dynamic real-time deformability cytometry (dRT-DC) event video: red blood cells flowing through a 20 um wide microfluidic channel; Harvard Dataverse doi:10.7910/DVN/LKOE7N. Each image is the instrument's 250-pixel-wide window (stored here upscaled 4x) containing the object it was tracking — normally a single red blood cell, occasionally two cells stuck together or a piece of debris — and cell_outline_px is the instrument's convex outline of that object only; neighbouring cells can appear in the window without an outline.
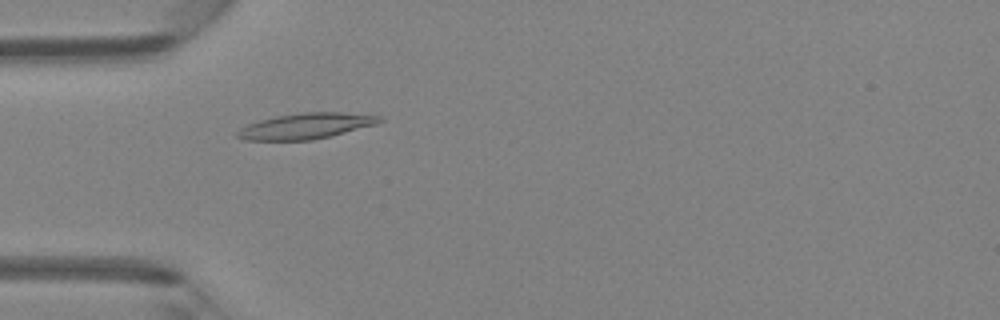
{"species": "Egyptian fruit bat (a non-hibernating species)", "species_latin": "Rousettus aegyptiacus", "temperature_condition": "room temperature", "stored_images_in_passage": 48, "camera_frame_rate_fps": 3000, "um_per_image_px": 0.085, "animal": {"sex": "female"}, "frame": {"image": 1, "passage_image": 15, "time_ms": 4.667, "image_size_px": [1000, 320], "cell_outline_px": [[384, 120], [376, 124], [312, 140], [244, 140], [236, 136], [236, 132], [240, 128], [248, 124], [260, 120], [276, 116], [300, 112], [340, 112], [380, 116]], "centroid_in_image_um": [25.96, 10.7], "position_along_channel_um": 59.0, "area_um2": 21.1}}
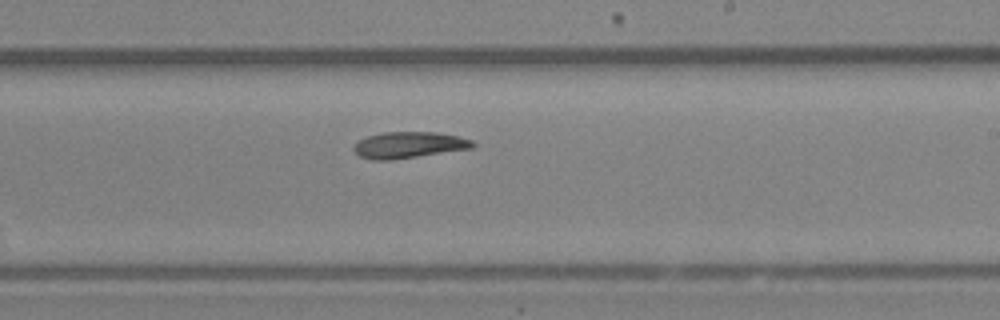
{"frame": {"image": 2, "passage_image": 29, "time_ms": 9.333, "image_size_px": [1000, 320], "cell_outline_px": [[476, 144], [472, 148], [392, 160], [372, 160], [360, 156], [352, 148], [360, 140], [368, 136], [384, 132], [436, 132], [460, 136], [472, 140]], "centroid_in_image_um": [34.78, 12.32], "position_along_channel_um": 254.2, "area_um2": 18.15}}
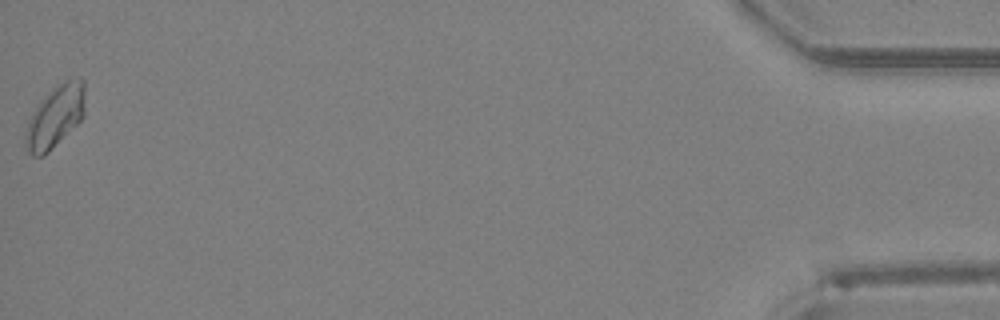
{"frame": {"image": 3, "passage_image": 48, "time_ms": 15.667, "image_size_px": [1000, 320], "cell_outline_px": [[84, 116], [44, 156], [32, 156], [24, 148], [24, 136], [28, 120], [32, 112], [40, 100], [52, 88], [64, 80], [84, 80]], "centroid_in_image_um": [4.64, 9.93], "position_along_channel_um": 430.6, "area_um2": 21.44}}